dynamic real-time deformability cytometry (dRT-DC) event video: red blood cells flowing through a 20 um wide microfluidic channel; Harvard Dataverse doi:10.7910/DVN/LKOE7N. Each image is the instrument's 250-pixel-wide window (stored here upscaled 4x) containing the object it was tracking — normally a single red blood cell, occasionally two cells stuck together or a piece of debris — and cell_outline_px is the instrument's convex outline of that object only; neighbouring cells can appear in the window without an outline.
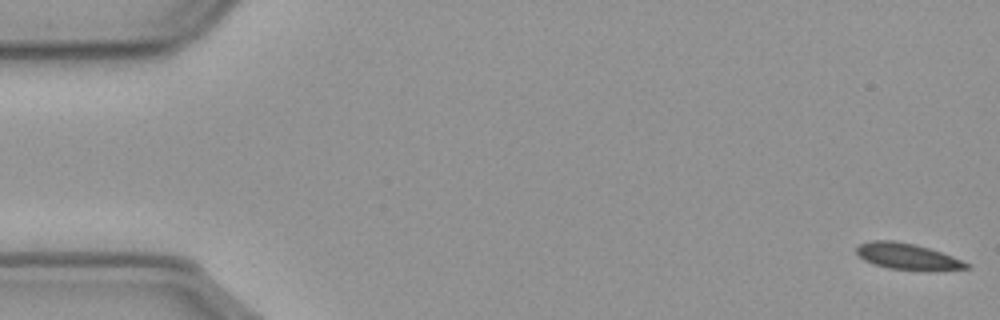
{"species": "common noctule bat (a hibernating species)", "species_latin": "Nyctalus noctula", "temperature_condition": "cold", "stored_images_in_passage": 57, "camera_frame_rate_fps": 3000, "um_per_image_px": 0.085, "animal": {"sex": "male", "body_mass_g": 23.1, "forearm_length_mm": 52.7}, "frame": {"image": 1, "passage_image": 1, "time_ms": 0.0, "image_size_px": [1000, 320], "cell_outline_px": [[972, 268], [888, 268], [864, 260], [856, 252], [856, 248], [860, 244], [872, 240], [892, 240], [916, 244], [952, 256], [972, 264]], "centroid_in_image_um": [77.08, 21.74], "position_along_channel_um": 7.9, "area_um2": 15.9}}
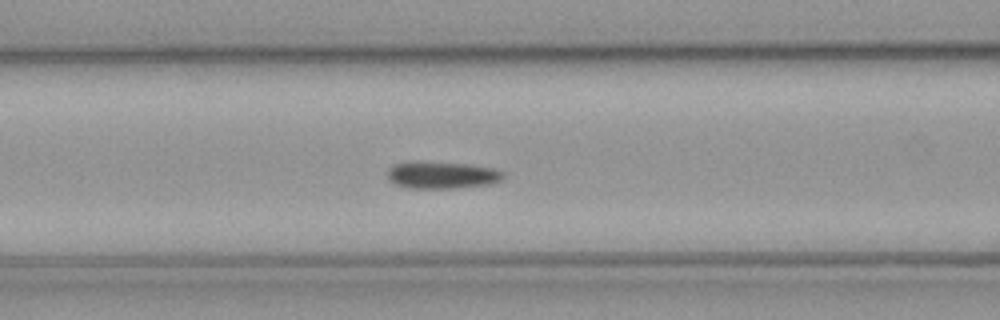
{"frame": {"image": 2, "passage_image": 23, "time_ms": 7.333, "image_size_px": [1000, 320], "cell_outline_px": [[504, 176], [500, 180], [488, 184], [456, 188], [408, 188], [396, 184], [388, 180], [388, 168], [392, 164], [404, 160], [420, 160], [468, 164], [492, 168], [504, 172]], "centroid_in_image_um": [37.47, 14.84], "position_along_channel_um": 129.1, "area_um2": 18.73}}
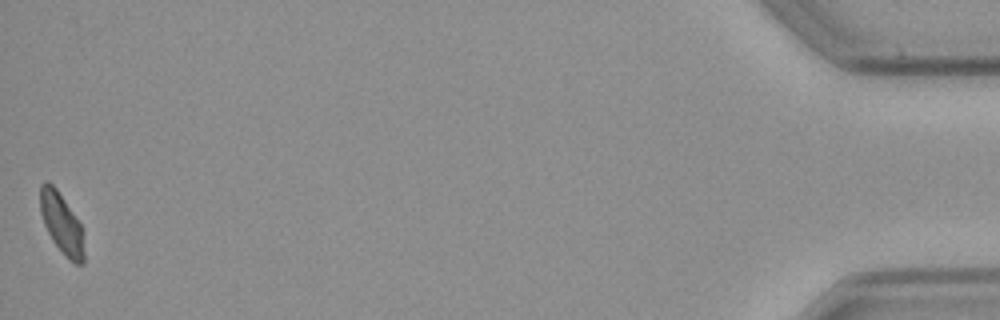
{"frame": {"image": 3, "passage_image": 57, "time_ms": 18.667, "image_size_px": [1000, 320], "cell_outline_px": [[84, 264], [76, 264], [68, 260], [52, 240], [44, 224], [40, 212], [40, 184], [52, 184], [56, 188], [80, 224], [84, 252]], "centroid_in_image_um": [5.23, 19.04], "position_along_channel_um": 430.0, "area_um2": 15.09}, "authors_computed_cell_mechanics": {"area_um2": 17.34, "velocity_mm_per_s": 3.5814, "shape_relaxation_time_tau1_ms": 8.3563, "shape_relaxation_time_tau2_ms": null, "deformation_change_tau1": 0.1209, "deformation_change_tau2": null}}